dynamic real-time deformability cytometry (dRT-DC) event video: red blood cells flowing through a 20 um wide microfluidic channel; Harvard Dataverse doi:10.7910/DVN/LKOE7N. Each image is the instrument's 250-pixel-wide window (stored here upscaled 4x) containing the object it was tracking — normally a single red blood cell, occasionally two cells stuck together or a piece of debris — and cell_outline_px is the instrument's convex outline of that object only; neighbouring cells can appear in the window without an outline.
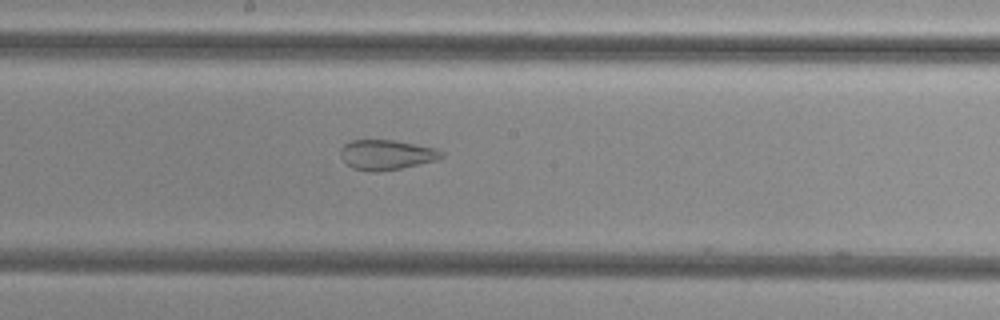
{"species": "common noctule bat (a hibernating species)", "species_latin": "Nyctalus noctula", "temperature_condition": "cold", "stored_images_in_passage": 34, "camera_frame_rate_fps": 3000, "um_per_image_px": 0.085, "animal": {"sex": "female", "body_mass_g": 29.2, "forearm_length_mm": 56.3}, "frame": {"image": 1, "passage_image": 13, "time_ms": 4.0, "image_size_px": [1000, 320], "cell_outline_px": [[444, 156], [436, 160], [400, 168], [376, 172], [368, 172], [352, 168], [340, 156], [340, 148], [344, 144], [352, 140], [392, 140], [436, 148], [444, 152]], "centroid_in_image_um": [32.83, 13.15], "position_along_channel_um": 215.4, "area_um2": 17.57}}
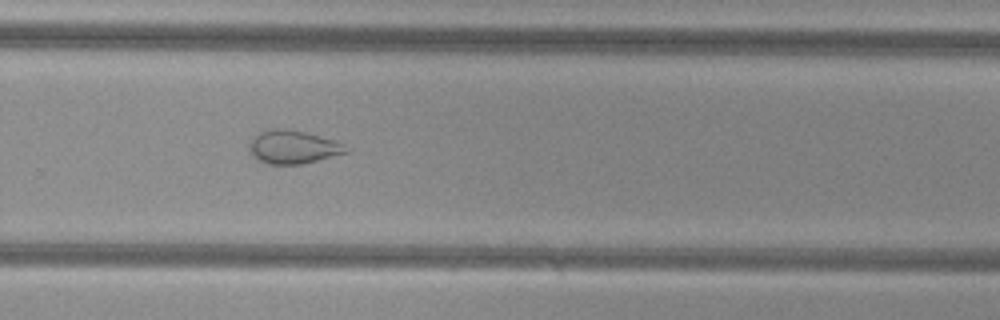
{"frame": {"image": 2, "passage_image": 20, "time_ms": 6.333, "image_size_px": [1000, 320], "cell_outline_px": [[352, 148], [348, 152], [300, 164], [268, 164], [256, 160], [252, 152], [252, 136], [260, 132], [276, 128], [284, 128], [304, 132], [336, 140]], "centroid_in_image_um": [24.96, 12.49], "position_along_channel_um": 304.8, "area_um2": 18.55}}
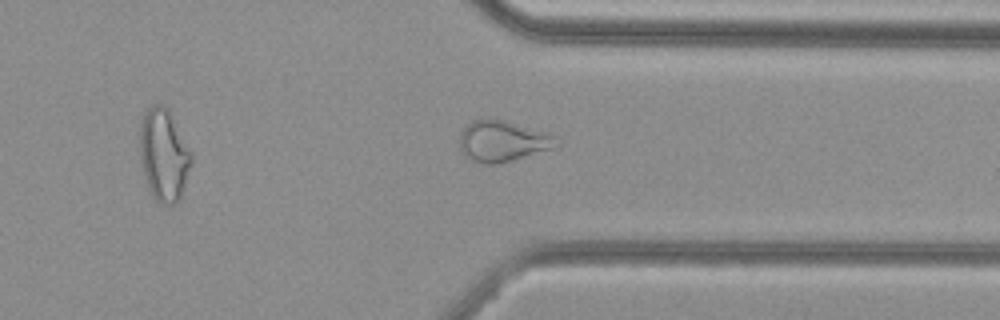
{"frame": {"image": 3, "passage_image": 25, "time_ms": 8.0, "image_size_px": [1000, 320], "cell_outline_px": [[560, 148], [492, 164], [484, 164], [468, 156], [460, 148], [460, 132], [472, 120], [500, 120], [544, 132], [556, 136], [560, 144]], "centroid_in_image_um": [42.79, 12.01], "position_along_channel_um": 368.6, "area_um2": 22.48}, "authors_computed_cell_mechanics": {"area_um2": 19.7965, "velocity_mm_per_s": 3.8374, "shape_relaxation_time_tau1_ms": null, "shape_relaxation_time_tau2_ms": 1.1592, "deformation_change_tau1": null, "deformation_change_tau2": 0.0853}}